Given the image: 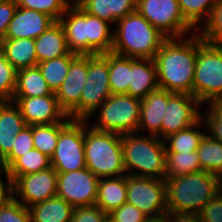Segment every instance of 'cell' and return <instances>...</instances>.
<instances>
[{"instance_id":"bcb514c9","label":"cell","mask_w":222,"mask_h":222,"mask_svg":"<svg viewBox=\"0 0 222 222\" xmlns=\"http://www.w3.org/2000/svg\"><path fill=\"white\" fill-rule=\"evenodd\" d=\"M17 7L15 0H2L0 2V42L5 39L8 26Z\"/></svg>"},{"instance_id":"f5cc1de1","label":"cell","mask_w":222,"mask_h":222,"mask_svg":"<svg viewBox=\"0 0 222 222\" xmlns=\"http://www.w3.org/2000/svg\"><path fill=\"white\" fill-rule=\"evenodd\" d=\"M104 222H113L110 218H106V220Z\"/></svg>"},{"instance_id":"7dc6e473","label":"cell","mask_w":222,"mask_h":222,"mask_svg":"<svg viewBox=\"0 0 222 222\" xmlns=\"http://www.w3.org/2000/svg\"><path fill=\"white\" fill-rule=\"evenodd\" d=\"M164 217L167 222H200L196 213L168 211Z\"/></svg>"},{"instance_id":"681fc988","label":"cell","mask_w":222,"mask_h":222,"mask_svg":"<svg viewBox=\"0 0 222 222\" xmlns=\"http://www.w3.org/2000/svg\"><path fill=\"white\" fill-rule=\"evenodd\" d=\"M149 222H167L166 218H161V219H151Z\"/></svg>"},{"instance_id":"8992f818","label":"cell","mask_w":222,"mask_h":222,"mask_svg":"<svg viewBox=\"0 0 222 222\" xmlns=\"http://www.w3.org/2000/svg\"><path fill=\"white\" fill-rule=\"evenodd\" d=\"M140 107L141 99L139 98L129 94H111L88 117L87 122L98 131L113 132L120 135L137 132Z\"/></svg>"},{"instance_id":"3957f363","label":"cell","mask_w":222,"mask_h":222,"mask_svg":"<svg viewBox=\"0 0 222 222\" xmlns=\"http://www.w3.org/2000/svg\"><path fill=\"white\" fill-rule=\"evenodd\" d=\"M168 211L198 214L222 190L221 179L200 171L176 177H165Z\"/></svg>"},{"instance_id":"7bdbcfd3","label":"cell","mask_w":222,"mask_h":222,"mask_svg":"<svg viewBox=\"0 0 222 222\" xmlns=\"http://www.w3.org/2000/svg\"><path fill=\"white\" fill-rule=\"evenodd\" d=\"M113 222H149L151 219L136 206L126 202L108 214Z\"/></svg>"},{"instance_id":"d6986e66","label":"cell","mask_w":222,"mask_h":222,"mask_svg":"<svg viewBox=\"0 0 222 222\" xmlns=\"http://www.w3.org/2000/svg\"><path fill=\"white\" fill-rule=\"evenodd\" d=\"M59 22L64 29L69 51L77 55H87V12L73 3Z\"/></svg>"},{"instance_id":"ab89813d","label":"cell","mask_w":222,"mask_h":222,"mask_svg":"<svg viewBox=\"0 0 222 222\" xmlns=\"http://www.w3.org/2000/svg\"><path fill=\"white\" fill-rule=\"evenodd\" d=\"M34 148L32 137V126H25L15 137L11 152L1 161L5 172L20 156Z\"/></svg>"},{"instance_id":"4fadbf2b","label":"cell","mask_w":222,"mask_h":222,"mask_svg":"<svg viewBox=\"0 0 222 222\" xmlns=\"http://www.w3.org/2000/svg\"><path fill=\"white\" fill-rule=\"evenodd\" d=\"M203 105L191 94L168 91V103L161 125V139L185 130L202 118Z\"/></svg>"},{"instance_id":"d4e9b609","label":"cell","mask_w":222,"mask_h":222,"mask_svg":"<svg viewBox=\"0 0 222 222\" xmlns=\"http://www.w3.org/2000/svg\"><path fill=\"white\" fill-rule=\"evenodd\" d=\"M0 50L17 71L38 64L35 41L32 38L4 39L0 42Z\"/></svg>"},{"instance_id":"ee69618b","label":"cell","mask_w":222,"mask_h":222,"mask_svg":"<svg viewBox=\"0 0 222 222\" xmlns=\"http://www.w3.org/2000/svg\"><path fill=\"white\" fill-rule=\"evenodd\" d=\"M108 214L103 212L96 204L91 206L74 207L70 222H104Z\"/></svg>"},{"instance_id":"b9f144b4","label":"cell","mask_w":222,"mask_h":222,"mask_svg":"<svg viewBox=\"0 0 222 222\" xmlns=\"http://www.w3.org/2000/svg\"><path fill=\"white\" fill-rule=\"evenodd\" d=\"M0 222H31L30 209L11 196L0 207Z\"/></svg>"},{"instance_id":"30bf717a","label":"cell","mask_w":222,"mask_h":222,"mask_svg":"<svg viewBox=\"0 0 222 222\" xmlns=\"http://www.w3.org/2000/svg\"><path fill=\"white\" fill-rule=\"evenodd\" d=\"M111 95L109 59L104 54L87 55V77L80 96V120H87Z\"/></svg>"},{"instance_id":"484cf974","label":"cell","mask_w":222,"mask_h":222,"mask_svg":"<svg viewBox=\"0 0 222 222\" xmlns=\"http://www.w3.org/2000/svg\"><path fill=\"white\" fill-rule=\"evenodd\" d=\"M112 24L87 13V55L105 54L112 51Z\"/></svg>"},{"instance_id":"52a82bcc","label":"cell","mask_w":222,"mask_h":222,"mask_svg":"<svg viewBox=\"0 0 222 222\" xmlns=\"http://www.w3.org/2000/svg\"><path fill=\"white\" fill-rule=\"evenodd\" d=\"M193 96L202 105L222 100V47L205 41L199 32Z\"/></svg>"},{"instance_id":"f6af8a7d","label":"cell","mask_w":222,"mask_h":222,"mask_svg":"<svg viewBox=\"0 0 222 222\" xmlns=\"http://www.w3.org/2000/svg\"><path fill=\"white\" fill-rule=\"evenodd\" d=\"M200 222H222V190L198 213Z\"/></svg>"},{"instance_id":"ac0fdd59","label":"cell","mask_w":222,"mask_h":222,"mask_svg":"<svg viewBox=\"0 0 222 222\" xmlns=\"http://www.w3.org/2000/svg\"><path fill=\"white\" fill-rule=\"evenodd\" d=\"M168 103V91L158 88L141 99L138 133L157 136L161 139V125Z\"/></svg>"},{"instance_id":"1f68e13d","label":"cell","mask_w":222,"mask_h":222,"mask_svg":"<svg viewBox=\"0 0 222 222\" xmlns=\"http://www.w3.org/2000/svg\"><path fill=\"white\" fill-rule=\"evenodd\" d=\"M109 59V85L111 94H128L130 84V57L113 52L104 54Z\"/></svg>"},{"instance_id":"8d00e7d4","label":"cell","mask_w":222,"mask_h":222,"mask_svg":"<svg viewBox=\"0 0 222 222\" xmlns=\"http://www.w3.org/2000/svg\"><path fill=\"white\" fill-rule=\"evenodd\" d=\"M18 7L33 9L49 15L59 21L67 8L72 4L69 0H15Z\"/></svg>"},{"instance_id":"c3c4849f","label":"cell","mask_w":222,"mask_h":222,"mask_svg":"<svg viewBox=\"0 0 222 222\" xmlns=\"http://www.w3.org/2000/svg\"><path fill=\"white\" fill-rule=\"evenodd\" d=\"M4 175V176H3ZM12 196V183L5 172L0 176V207Z\"/></svg>"},{"instance_id":"83f0119b","label":"cell","mask_w":222,"mask_h":222,"mask_svg":"<svg viewBox=\"0 0 222 222\" xmlns=\"http://www.w3.org/2000/svg\"><path fill=\"white\" fill-rule=\"evenodd\" d=\"M207 133V125L201 118L193 126L170 134L164 140L166 152H196L201 139Z\"/></svg>"},{"instance_id":"5b68a950","label":"cell","mask_w":222,"mask_h":222,"mask_svg":"<svg viewBox=\"0 0 222 222\" xmlns=\"http://www.w3.org/2000/svg\"><path fill=\"white\" fill-rule=\"evenodd\" d=\"M86 168L99 179L126 175L121 135L93 129L84 120Z\"/></svg>"},{"instance_id":"44dd1931","label":"cell","mask_w":222,"mask_h":222,"mask_svg":"<svg viewBox=\"0 0 222 222\" xmlns=\"http://www.w3.org/2000/svg\"><path fill=\"white\" fill-rule=\"evenodd\" d=\"M27 126L14 102H0V162L11 152L16 135Z\"/></svg>"},{"instance_id":"7c38bea8","label":"cell","mask_w":222,"mask_h":222,"mask_svg":"<svg viewBox=\"0 0 222 222\" xmlns=\"http://www.w3.org/2000/svg\"><path fill=\"white\" fill-rule=\"evenodd\" d=\"M99 178L87 168L57 172V193L73 207L96 204Z\"/></svg>"},{"instance_id":"5bb4252c","label":"cell","mask_w":222,"mask_h":222,"mask_svg":"<svg viewBox=\"0 0 222 222\" xmlns=\"http://www.w3.org/2000/svg\"><path fill=\"white\" fill-rule=\"evenodd\" d=\"M56 193L57 172L53 167L19 176L12 183V196L28 208L56 196Z\"/></svg>"},{"instance_id":"f35d334b","label":"cell","mask_w":222,"mask_h":222,"mask_svg":"<svg viewBox=\"0 0 222 222\" xmlns=\"http://www.w3.org/2000/svg\"><path fill=\"white\" fill-rule=\"evenodd\" d=\"M199 34L205 41L222 47V0L216 2L209 20Z\"/></svg>"},{"instance_id":"ba28073f","label":"cell","mask_w":222,"mask_h":222,"mask_svg":"<svg viewBox=\"0 0 222 222\" xmlns=\"http://www.w3.org/2000/svg\"><path fill=\"white\" fill-rule=\"evenodd\" d=\"M51 167L56 172H71L86 168L84 152V120L70 119L60 122V133Z\"/></svg>"},{"instance_id":"cb8c5ba5","label":"cell","mask_w":222,"mask_h":222,"mask_svg":"<svg viewBox=\"0 0 222 222\" xmlns=\"http://www.w3.org/2000/svg\"><path fill=\"white\" fill-rule=\"evenodd\" d=\"M127 202L126 175L99 179L96 205L106 214Z\"/></svg>"},{"instance_id":"4316f807","label":"cell","mask_w":222,"mask_h":222,"mask_svg":"<svg viewBox=\"0 0 222 222\" xmlns=\"http://www.w3.org/2000/svg\"><path fill=\"white\" fill-rule=\"evenodd\" d=\"M29 209L31 222H70L74 211L71 204L57 195Z\"/></svg>"},{"instance_id":"f1b7e54d","label":"cell","mask_w":222,"mask_h":222,"mask_svg":"<svg viewBox=\"0 0 222 222\" xmlns=\"http://www.w3.org/2000/svg\"><path fill=\"white\" fill-rule=\"evenodd\" d=\"M55 95L44 79L38 66L17 71L16 88L13 97H37Z\"/></svg>"},{"instance_id":"d6a6232c","label":"cell","mask_w":222,"mask_h":222,"mask_svg":"<svg viewBox=\"0 0 222 222\" xmlns=\"http://www.w3.org/2000/svg\"><path fill=\"white\" fill-rule=\"evenodd\" d=\"M218 0H178L185 21L196 31L209 20Z\"/></svg>"},{"instance_id":"74e56055","label":"cell","mask_w":222,"mask_h":222,"mask_svg":"<svg viewBox=\"0 0 222 222\" xmlns=\"http://www.w3.org/2000/svg\"><path fill=\"white\" fill-rule=\"evenodd\" d=\"M17 70L0 50V102H12L16 88Z\"/></svg>"},{"instance_id":"2e32d148","label":"cell","mask_w":222,"mask_h":222,"mask_svg":"<svg viewBox=\"0 0 222 222\" xmlns=\"http://www.w3.org/2000/svg\"><path fill=\"white\" fill-rule=\"evenodd\" d=\"M26 125H48L65 122L69 117L59 107L56 95L13 97Z\"/></svg>"},{"instance_id":"f907efd6","label":"cell","mask_w":222,"mask_h":222,"mask_svg":"<svg viewBox=\"0 0 222 222\" xmlns=\"http://www.w3.org/2000/svg\"><path fill=\"white\" fill-rule=\"evenodd\" d=\"M4 174V171H3V168H2V165H0V176Z\"/></svg>"},{"instance_id":"9a60e30c","label":"cell","mask_w":222,"mask_h":222,"mask_svg":"<svg viewBox=\"0 0 222 222\" xmlns=\"http://www.w3.org/2000/svg\"><path fill=\"white\" fill-rule=\"evenodd\" d=\"M86 77L87 55H77L71 61L67 76L55 93L59 107L70 119L80 120V96Z\"/></svg>"},{"instance_id":"ffe728a7","label":"cell","mask_w":222,"mask_h":222,"mask_svg":"<svg viewBox=\"0 0 222 222\" xmlns=\"http://www.w3.org/2000/svg\"><path fill=\"white\" fill-rule=\"evenodd\" d=\"M159 88L154 59L130 58V84L128 94L143 99Z\"/></svg>"},{"instance_id":"f546056e","label":"cell","mask_w":222,"mask_h":222,"mask_svg":"<svg viewBox=\"0 0 222 222\" xmlns=\"http://www.w3.org/2000/svg\"><path fill=\"white\" fill-rule=\"evenodd\" d=\"M51 167V158L36 148L20 156L6 171L7 178L13 183L19 176L47 170Z\"/></svg>"},{"instance_id":"e0dca14e","label":"cell","mask_w":222,"mask_h":222,"mask_svg":"<svg viewBox=\"0 0 222 222\" xmlns=\"http://www.w3.org/2000/svg\"><path fill=\"white\" fill-rule=\"evenodd\" d=\"M55 21L44 13L33 9L17 7L5 34V39H35Z\"/></svg>"},{"instance_id":"6da1fadb","label":"cell","mask_w":222,"mask_h":222,"mask_svg":"<svg viewBox=\"0 0 222 222\" xmlns=\"http://www.w3.org/2000/svg\"><path fill=\"white\" fill-rule=\"evenodd\" d=\"M197 52L198 32L167 38L154 58L159 88L193 95Z\"/></svg>"},{"instance_id":"9c48e42d","label":"cell","mask_w":222,"mask_h":222,"mask_svg":"<svg viewBox=\"0 0 222 222\" xmlns=\"http://www.w3.org/2000/svg\"><path fill=\"white\" fill-rule=\"evenodd\" d=\"M127 202L150 219L164 218L167 210L164 179L126 174Z\"/></svg>"},{"instance_id":"4dcf8cb0","label":"cell","mask_w":222,"mask_h":222,"mask_svg":"<svg viewBox=\"0 0 222 222\" xmlns=\"http://www.w3.org/2000/svg\"><path fill=\"white\" fill-rule=\"evenodd\" d=\"M197 152L202 171L210 172L222 180V143L207 132Z\"/></svg>"},{"instance_id":"816d5d0a","label":"cell","mask_w":222,"mask_h":222,"mask_svg":"<svg viewBox=\"0 0 222 222\" xmlns=\"http://www.w3.org/2000/svg\"><path fill=\"white\" fill-rule=\"evenodd\" d=\"M72 4L73 3H78L80 0H69Z\"/></svg>"},{"instance_id":"277c9868","label":"cell","mask_w":222,"mask_h":222,"mask_svg":"<svg viewBox=\"0 0 222 222\" xmlns=\"http://www.w3.org/2000/svg\"><path fill=\"white\" fill-rule=\"evenodd\" d=\"M127 175L165 179L166 149L157 136L132 132L121 135Z\"/></svg>"},{"instance_id":"7402d4cb","label":"cell","mask_w":222,"mask_h":222,"mask_svg":"<svg viewBox=\"0 0 222 222\" xmlns=\"http://www.w3.org/2000/svg\"><path fill=\"white\" fill-rule=\"evenodd\" d=\"M34 41L38 63L64 55H77L69 51L65 32L59 21H55Z\"/></svg>"},{"instance_id":"e575fe53","label":"cell","mask_w":222,"mask_h":222,"mask_svg":"<svg viewBox=\"0 0 222 222\" xmlns=\"http://www.w3.org/2000/svg\"><path fill=\"white\" fill-rule=\"evenodd\" d=\"M77 55H64L37 64L53 93L60 88L67 76L70 63Z\"/></svg>"},{"instance_id":"8fae6325","label":"cell","mask_w":222,"mask_h":222,"mask_svg":"<svg viewBox=\"0 0 222 222\" xmlns=\"http://www.w3.org/2000/svg\"><path fill=\"white\" fill-rule=\"evenodd\" d=\"M136 10L168 38L196 32L185 21L178 0H137Z\"/></svg>"},{"instance_id":"836d02e7","label":"cell","mask_w":222,"mask_h":222,"mask_svg":"<svg viewBox=\"0 0 222 222\" xmlns=\"http://www.w3.org/2000/svg\"><path fill=\"white\" fill-rule=\"evenodd\" d=\"M165 177H176L202 171L198 152H166Z\"/></svg>"},{"instance_id":"7a4b0ae2","label":"cell","mask_w":222,"mask_h":222,"mask_svg":"<svg viewBox=\"0 0 222 222\" xmlns=\"http://www.w3.org/2000/svg\"><path fill=\"white\" fill-rule=\"evenodd\" d=\"M113 28L111 52L130 58L154 59L168 38L137 10L119 19Z\"/></svg>"},{"instance_id":"d590c367","label":"cell","mask_w":222,"mask_h":222,"mask_svg":"<svg viewBox=\"0 0 222 222\" xmlns=\"http://www.w3.org/2000/svg\"><path fill=\"white\" fill-rule=\"evenodd\" d=\"M59 133L60 122L48 125H33L32 137L34 148L51 158L56 149Z\"/></svg>"},{"instance_id":"603a6c76","label":"cell","mask_w":222,"mask_h":222,"mask_svg":"<svg viewBox=\"0 0 222 222\" xmlns=\"http://www.w3.org/2000/svg\"><path fill=\"white\" fill-rule=\"evenodd\" d=\"M77 4L88 14L114 26L119 19L136 11L137 0H80Z\"/></svg>"},{"instance_id":"60d3db41","label":"cell","mask_w":222,"mask_h":222,"mask_svg":"<svg viewBox=\"0 0 222 222\" xmlns=\"http://www.w3.org/2000/svg\"><path fill=\"white\" fill-rule=\"evenodd\" d=\"M202 118L207 125V132L222 143V100H215L203 105Z\"/></svg>"}]
</instances>
